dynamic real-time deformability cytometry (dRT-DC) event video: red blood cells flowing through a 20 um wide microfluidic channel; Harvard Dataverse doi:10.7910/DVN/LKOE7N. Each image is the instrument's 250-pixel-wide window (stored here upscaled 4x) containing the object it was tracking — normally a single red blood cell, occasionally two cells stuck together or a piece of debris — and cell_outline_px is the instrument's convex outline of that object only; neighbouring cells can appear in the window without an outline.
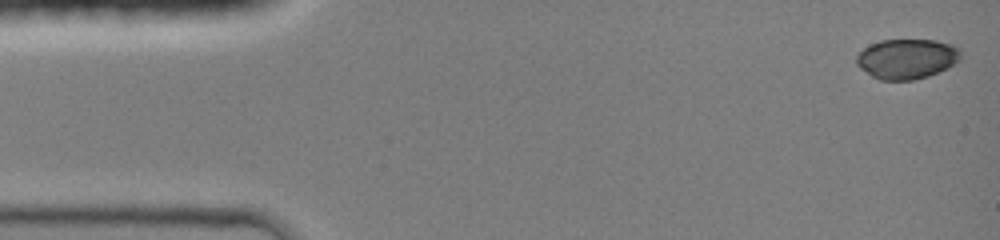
{"species": "common noctule bat (a hibernating species)", "species_latin": "Nyctalus noctula", "temperature_condition": "room temperature", "stored_images_in_passage": 19, "camera_frame_rate_fps": 3000, "um_per_image_px": 0.085, "animal": {"sex": "female", "body_mass_g": 19.0, "forearm_length_mm": 51.5}, "frame": {"image": 1, "passage_image": 1, "time_ms": 0.0, "image_size_px": [1000, 240], "cell_outline_px": [[960, 60], [928, 76], [912, 80], [880, 80], [872, 76], [860, 68], [856, 64], [856, 56], [864, 48], [880, 40], [936, 40], [952, 44], [960, 48]], "centroid_in_image_um": [77.06, 4.99], "position_along_channel_um": 7.9, "area_um2": 24.1}}
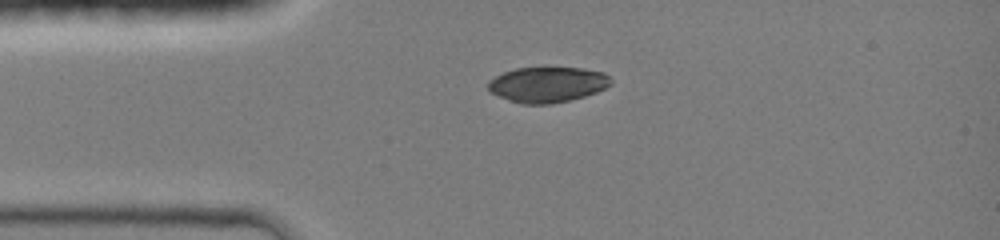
{"frame": {"image": 2, "passage_image": 14, "time_ms": 3.0, "image_size_px": [1000, 240], "cell_outline_px": [[612, 84], [596, 92], [584, 96], [552, 104], [520, 104], [508, 100], [488, 92], [488, 80], [504, 72], [516, 68], [584, 68], [604, 72], [612, 80]], "centroid_in_image_um": [46.51, 7.19], "position_along_channel_um": 38.5, "area_um2": 25.43}}